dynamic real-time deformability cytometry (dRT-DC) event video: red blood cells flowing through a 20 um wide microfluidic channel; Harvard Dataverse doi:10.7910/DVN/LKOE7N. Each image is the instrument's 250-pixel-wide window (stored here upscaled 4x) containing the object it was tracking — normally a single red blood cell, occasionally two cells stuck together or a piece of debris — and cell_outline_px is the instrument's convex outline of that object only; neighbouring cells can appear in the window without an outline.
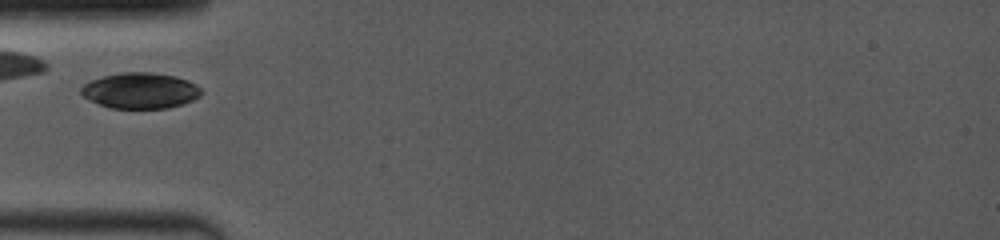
{"species": "common noctule bat (a hibernating species)", "species_latin": "Nyctalus noctula", "temperature_condition": "room temperature", "stored_images_in_passage": 2, "camera_frame_rate_fps": 4000, "um_per_image_px": 0.085, "animal": {"sex": "female", "body_mass_g": 19.0, "forearm_length_mm": 53.3}, "frame": {"image": 1, "passage_image": 2, "time_ms": 1.0, "image_size_px": [1000, 240], "cell_outline_px": [[204, 92], [200, 96], [192, 100], [168, 108], [108, 108], [88, 100], [80, 92], [80, 88], [84, 84], [92, 80], [104, 76], [124, 72], [152, 72], [172, 76], [188, 80], [196, 84]], "centroid_in_image_um": [11.91, 7.71], "position_along_channel_um": 73.1, "area_um2": 25.03}}